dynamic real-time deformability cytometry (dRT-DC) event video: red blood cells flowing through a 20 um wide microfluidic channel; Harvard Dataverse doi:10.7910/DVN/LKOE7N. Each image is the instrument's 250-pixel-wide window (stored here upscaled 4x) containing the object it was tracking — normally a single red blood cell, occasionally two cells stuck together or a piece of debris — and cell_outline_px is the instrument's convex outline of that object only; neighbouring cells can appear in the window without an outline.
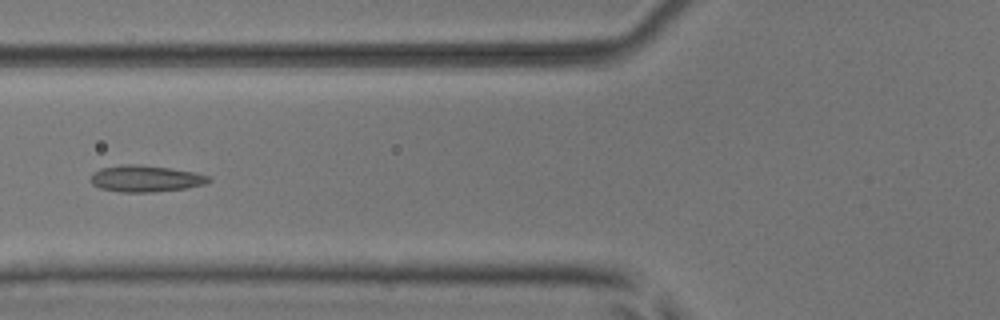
{"species": "common noctule bat (a hibernating species)", "species_latin": "Nyctalus noctula", "temperature_condition": "room temperature", "stored_images_in_passage": 7, "camera_frame_rate_fps": 3000, "um_per_image_px": 0.085, "animal": {"sex": "male", "body_mass_g": 17.9, "forearm_length_mm": 54.2}, "frame": {"image": 1, "passage_image": 6, "time_ms": 1.667, "image_size_px": [1000, 320], "cell_outline_px": [[212, 180], [204, 184], [184, 188], [152, 192], [120, 192], [100, 188], [92, 184], [88, 180], [92, 172], [100, 168], [124, 164], [136, 164], [168, 168], [196, 172], [208, 176]], "centroid_in_image_um": [12.31, 15.18], "position_along_channel_um": 113.5, "area_um2": 18.26}}
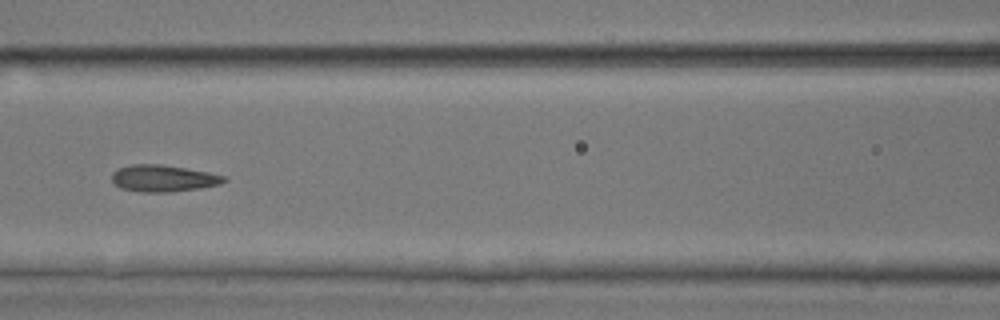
{"frame": {"image": 2, "passage_image": 7, "time_ms": 2.0, "image_size_px": [1000, 320], "cell_outline_px": [[228, 180], [220, 184], [200, 188], [172, 192], [140, 192], [120, 188], [112, 180], [112, 172], [116, 168], [132, 164], [160, 164], [208, 172], [224, 176]], "centroid_in_image_um": [13.85, 15.16], "position_along_channel_um": 152.7, "area_um2": 17.51}}